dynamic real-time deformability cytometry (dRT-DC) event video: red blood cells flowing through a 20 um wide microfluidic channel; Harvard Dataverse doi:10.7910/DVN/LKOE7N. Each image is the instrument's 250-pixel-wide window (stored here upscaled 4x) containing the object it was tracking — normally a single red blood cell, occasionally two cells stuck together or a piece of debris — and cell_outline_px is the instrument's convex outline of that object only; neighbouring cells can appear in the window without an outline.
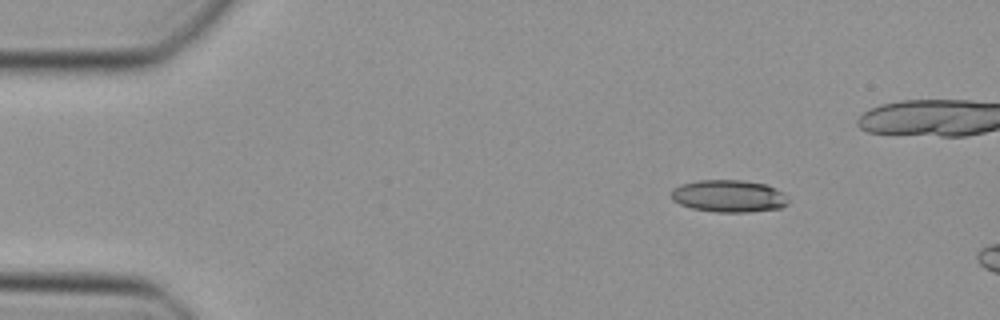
{"species": "Egyptian fruit bat (a non-hibernating species)", "species_latin": "Rousettus aegyptiacus", "temperature_condition": "cold", "stored_images_in_passage": 6, "camera_frame_rate_fps": 3000, "um_per_image_px": 0.085, "animal": {"sex": "female"}, "frame": {"image": 1, "passage_image": 1, "time_ms": 0.0, "image_size_px": [1000, 320], "cell_outline_px": [[788, 204], [780, 208], [748, 212], [716, 212], [692, 208], [680, 204], [672, 200], [672, 188], [680, 184], [700, 180], [740, 180], [764, 184], [776, 188], [784, 192], [788, 200]], "centroid_in_image_um": [61.95, 16.66], "position_along_channel_um": 23.0, "area_um2": 22.02}}